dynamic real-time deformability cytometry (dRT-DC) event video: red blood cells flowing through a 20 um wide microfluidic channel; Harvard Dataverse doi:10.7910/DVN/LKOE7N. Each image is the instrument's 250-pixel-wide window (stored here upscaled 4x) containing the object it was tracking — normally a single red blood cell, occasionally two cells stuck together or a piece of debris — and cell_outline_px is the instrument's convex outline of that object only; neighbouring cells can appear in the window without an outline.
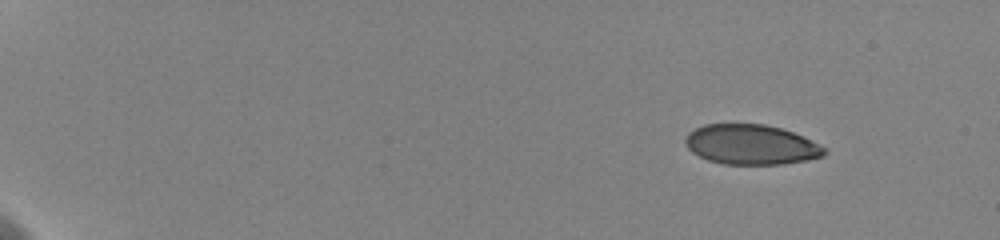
{"species": "human", "species_latin": "Homo sapiens", "temperature_condition": "cold", "stored_images_in_passage": 53, "camera_frame_rate_fps": 3000, "um_per_image_px": 0.085, "donor": {"sex": "female"}, "frame": {"image": 1, "passage_image": 1, "time_ms": 0.0, "image_size_px": [1000, 240], "cell_outline_px": [[828, 152], [824, 156], [784, 164], [724, 164], [708, 160], [692, 152], [684, 144], [684, 140], [688, 132], [704, 124], [764, 124], [780, 128], [804, 136], [828, 148]], "centroid_in_image_um": [63.86, 12.29], "position_along_channel_um": 21.1, "area_um2": 32.54}}
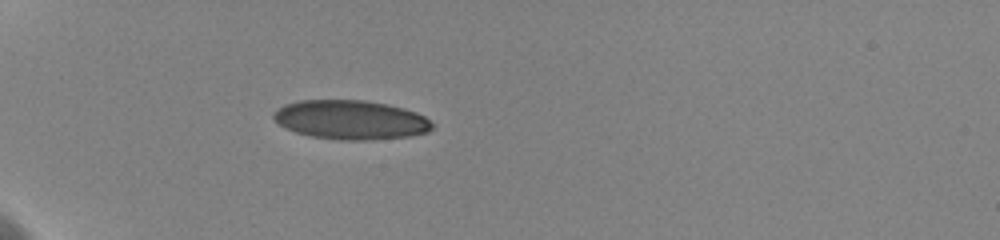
{"frame": {"image": 2, "passage_image": 14, "time_ms": 4.333, "image_size_px": [1000, 240], "cell_outline_px": [[432, 128], [428, 132], [408, 136], [368, 140], [340, 140], [312, 136], [296, 132], [284, 128], [272, 116], [272, 112], [284, 104], [300, 100], [364, 100], [388, 104], [404, 108], [416, 112], [424, 116], [432, 124]], "centroid_in_image_um": [29.79, 10.18], "position_along_channel_um": 55.2, "area_um2": 36.18}}
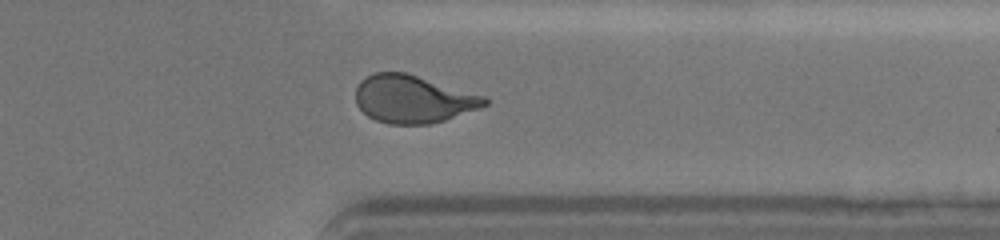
{"frame": {"image": 3, "passage_image": 43, "time_ms": 14.0, "image_size_px": [1000, 240], "cell_outline_px": [[488, 104], [480, 108], [444, 120], [428, 124], [388, 124], [376, 120], [368, 116], [356, 104], [356, 88], [360, 80], [372, 72], [404, 72], [488, 96]], "centroid_in_image_um": [35.12, 8.41], "position_along_channel_um": 376.3, "area_um2": 36.01}, "authors_computed_cell_mechanics": {"area_um2": 35.6048, "velocity_mm_per_s": 3.6022, "shape_relaxation_time_tau1_ms": 6.473, "shape_relaxation_time_tau2_ms": null, "deformation_change_tau1": 0.1758, "deformation_change_tau2": null}}